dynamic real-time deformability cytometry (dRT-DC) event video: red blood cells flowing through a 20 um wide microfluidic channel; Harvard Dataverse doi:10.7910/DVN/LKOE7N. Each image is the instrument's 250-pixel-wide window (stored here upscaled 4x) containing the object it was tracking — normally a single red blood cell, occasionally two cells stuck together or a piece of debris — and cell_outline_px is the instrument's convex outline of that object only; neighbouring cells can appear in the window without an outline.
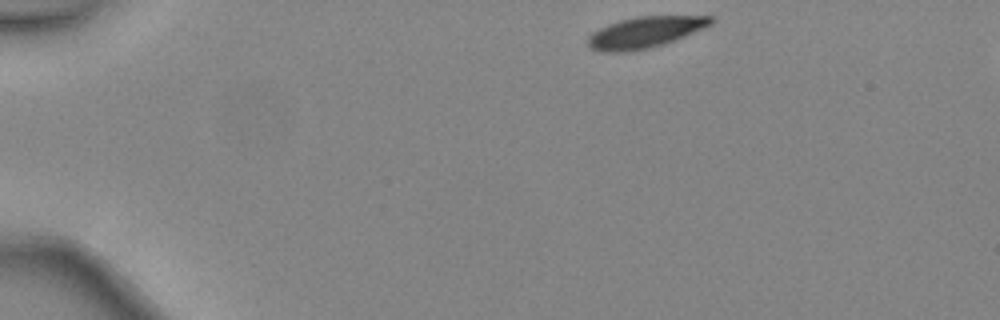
{"species": "common noctule bat (a hibernating species)", "species_latin": "Nyctalus noctula", "temperature_condition": "warm", "stored_images_in_passage": 8, "camera_frame_rate_fps": 3000, "um_per_image_px": 0.085, "animal": {"sex": "female", "body_mass_g": 24.6, "forearm_length_mm": 56.2}, "frame": {"image": 1, "passage_image": 1, "time_ms": 0.0, "image_size_px": [1000, 320], "cell_outline_px": [[716, 20], [712, 24], [676, 40], [664, 44], [648, 48], [624, 52], [604, 52], [592, 48], [588, 44], [588, 36], [592, 32], [608, 24], [620, 20], [640, 16], [712, 16]], "centroid_in_image_um": [54.85, 2.74], "position_along_channel_um": 30.2, "area_um2": 22.2}}